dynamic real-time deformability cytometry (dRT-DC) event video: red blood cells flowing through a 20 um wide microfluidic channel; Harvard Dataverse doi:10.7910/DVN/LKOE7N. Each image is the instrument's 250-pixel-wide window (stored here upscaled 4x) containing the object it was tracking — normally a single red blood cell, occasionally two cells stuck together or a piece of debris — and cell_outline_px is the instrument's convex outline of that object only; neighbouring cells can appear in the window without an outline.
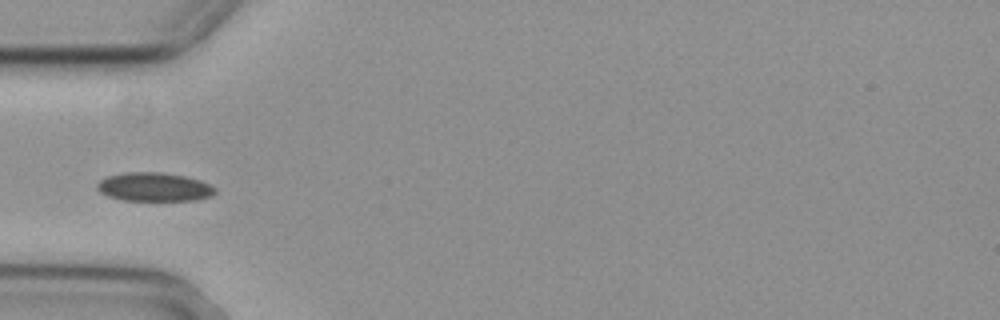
{"species": "common noctule bat (a hibernating species)", "species_latin": "Nyctalus noctula", "temperature_condition": "cold", "stored_images_in_passage": 39, "camera_frame_rate_fps": 3000, "um_per_image_px": 0.085, "animal": {"sex": "female", "body_mass_g": 29.2, "forearm_length_mm": 56.3}, "frame": {"image": 1, "passage_image": 1, "time_ms": 0.0, "image_size_px": [1000, 320], "cell_outline_px": [[216, 192], [212, 196], [196, 200], [124, 200], [108, 196], [100, 192], [96, 188], [96, 184], [100, 180], [108, 176], [124, 172], [160, 172], [184, 176], [200, 180], [216, 188]], "centroid_in_image_um": [13.1, 15.89], "position_along_channel_um": 71.9, "area_um2": 19.71}}
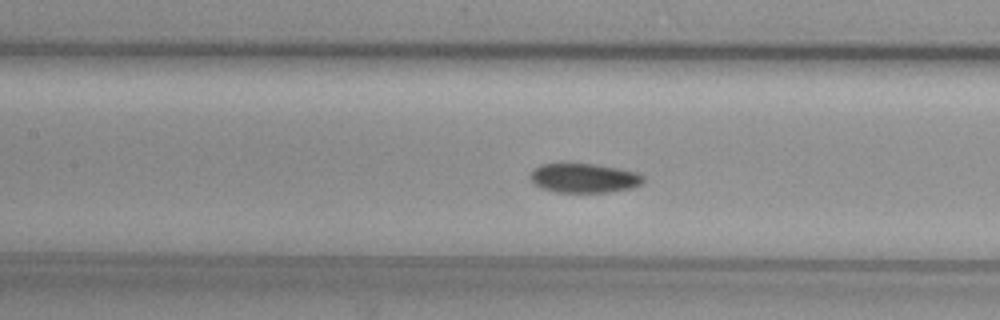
{"frame": {"image": 2, "passage_image": 8, "time_ms": 2.333, "image_size_px": [1000, 320], "cell_outline_px": [[644, 180], [640, 184], [632, 188], [608, 192], [556, 192], [544, 188], [536, 184], [528, 176], [532, 168], [540, 164], [596, 164], [636, 172], [644, 176]], "centroid_in_image_um": [49.63, 15.13], "position_along_channel_um": 157.8, "area_um2": 19.19}}
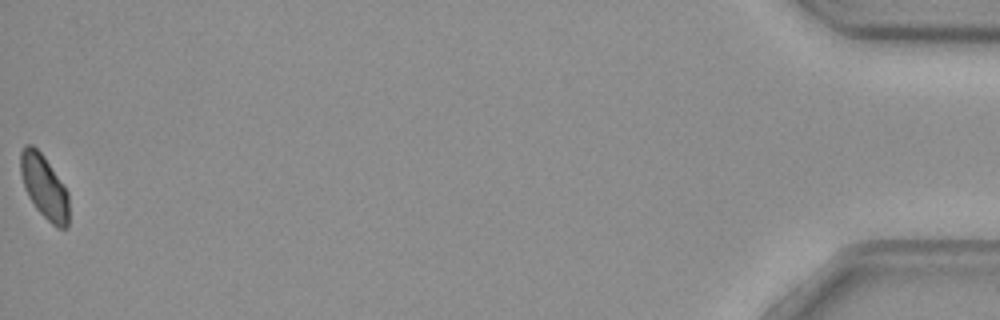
{"frame": {"image": 3, "passage_image": 39, "time_ms": 12.667, "image_size_px": [1000, 320], "cell_outline_px": [[68, 228], [60, 228], [52, 224], [36, 208], [28, 196], [24, 188], [20, 172], [20, 152], [24, 144], [32, 144], [44, 156], [68, 192]], "centroid_in_image_um": [3.74, 15.85], "position_along_channel_um": 431.5, "area_um2": 17.86}}